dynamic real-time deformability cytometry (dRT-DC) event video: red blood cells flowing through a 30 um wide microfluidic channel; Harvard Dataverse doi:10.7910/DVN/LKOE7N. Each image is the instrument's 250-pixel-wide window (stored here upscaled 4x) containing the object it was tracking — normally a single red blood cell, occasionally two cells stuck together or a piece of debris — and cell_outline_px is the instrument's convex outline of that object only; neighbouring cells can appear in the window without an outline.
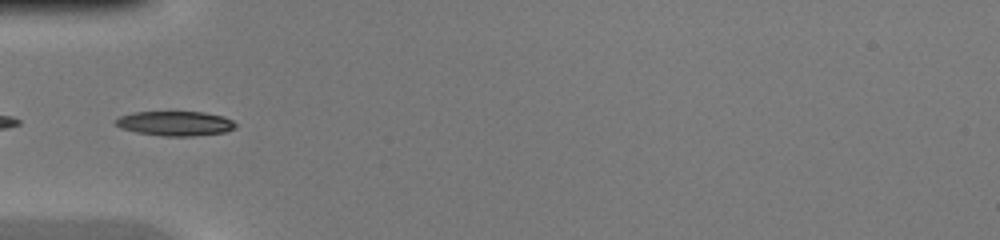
{"species": "common noctule bat (a hibernating species)", "species_latin": "Nyctalus noctula", "temperature_condition": "warm", "stored_images_in_passage": 20, "camera_frame_rate_fps": 3000, "um_per_image_px": 0.085, "animal": {"sex": "female", "body_mass_g": 20.0, "forearm_length_mm": 54.0}, "frame": {"image": 1, "passage_image": 1, "time_ms": 0.0, "image_size_px": [1000, 240], "cell_outline_px": [[236, 128], [228, 132], [192, 136], [160, 136], [136, 132], [120, 128], [112, 120], [120, 116], [132, 112], [204, 112], [224, 116], [232, 120], [236, 124]], "centroid_in_image_um": [14.89, 10.49], "position_along_channel_um": 70.1, "area_um2": 17.46}}
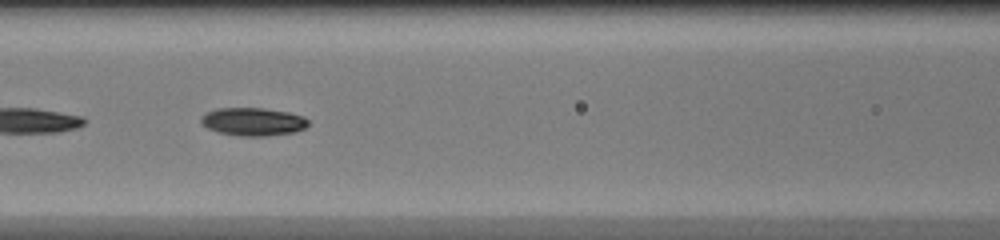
{"frame": {"image": 2, "passage_image": 6, "time_ms": 1.667, "image_size_px": [1000, 240], "cell_outline_px": [[308, 124], [304, 128], [296, 132], [268, 136], [240, 136], [220, 132], [208, 128], [200, 124], [200, 116], [216, 108], [264, 108], [288, 112], [304, 116], [308, 120]], "centroid_in_image_um": [21.51, 10.34], "position_along_channel_um": 145.1, "area_um2": 17.63}}
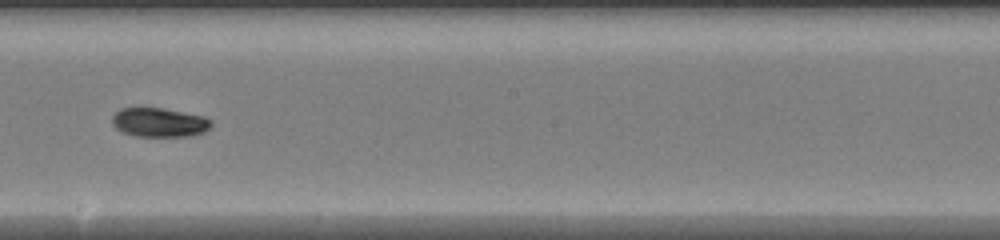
{"frame": {"image": 3, "passage_image": 12, "time_ms": 3.667, "image_size_px": [1000, 240], "cell_outline_px": [[212, 124], [204, 132], [188, 136], [136, 136], [124, 132], [116, 128], [112, 124], [112, 116], [120, 108], [160, 108], [204, 116], [212, 120]], "centroid_in_image_um": [13.53, 10.4], "position_along_channel_um": 234.7, "area_um2": 16.65}}